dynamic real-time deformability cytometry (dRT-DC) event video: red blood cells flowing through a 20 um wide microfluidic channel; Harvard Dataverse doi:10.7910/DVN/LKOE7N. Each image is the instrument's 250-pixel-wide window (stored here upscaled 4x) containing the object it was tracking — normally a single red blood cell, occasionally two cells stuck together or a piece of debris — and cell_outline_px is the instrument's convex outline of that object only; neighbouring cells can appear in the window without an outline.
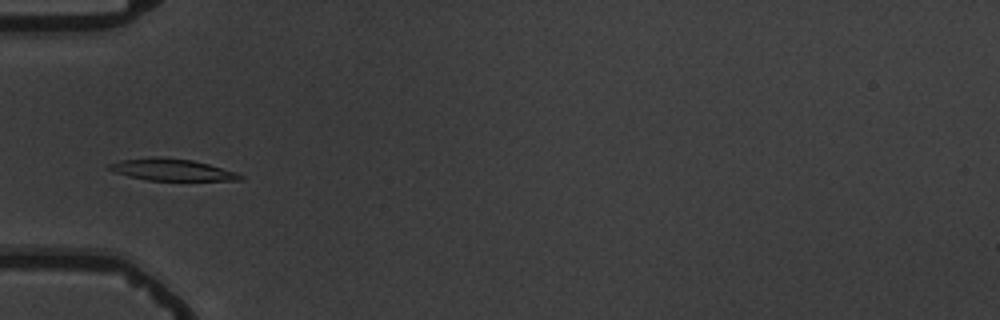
{"species": "common noctule bat (a hibernating species)", "species_latin": "Nyctalus noctula", "temperature_condition": "warm", "stored_images_in_passage": 4, "camera_frame_rate_fps": 3000, "um_per_image_px": 0.085, "animal": {"sex": "male", "body_mass_g": 19.5, "forearm_length_mm": 54.6}, "frame": {"image": 1, "passage_image": 4, "time_ms": 3.667, "image_size_px": [1000, 320], "cell_outline_px": [[244, 180], [148, 180], [128, 176], [116, 172], [108, 168], [108, 164], [120, 160], [152, 156], [164, 156], [192, 160], [208, 164], [236, 172], [244, 176]], "centroid_in_image_um": [14.6, 14.41], "position_along_channel_um": 70.4, "area_um2": 16.65}}